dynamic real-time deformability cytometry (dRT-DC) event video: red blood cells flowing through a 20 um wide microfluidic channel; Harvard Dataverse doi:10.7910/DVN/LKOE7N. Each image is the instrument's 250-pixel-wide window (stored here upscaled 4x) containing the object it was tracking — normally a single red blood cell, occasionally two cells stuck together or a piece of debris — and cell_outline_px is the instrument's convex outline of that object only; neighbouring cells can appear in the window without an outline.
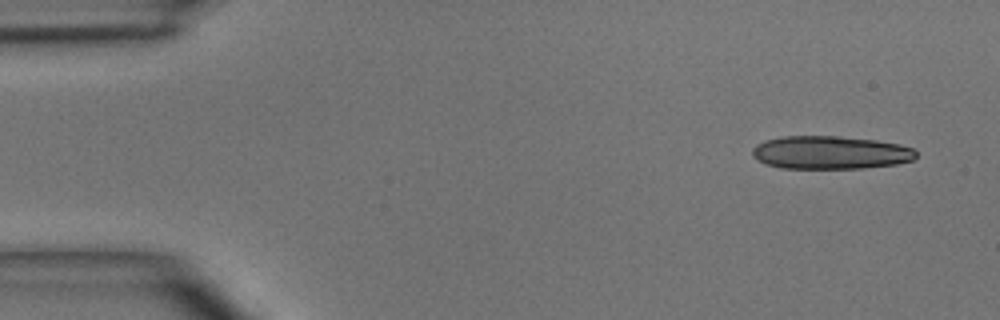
{"species": "common noctule bat (a hibernating species)", "species_latin": "Nyctalus noctula", "temperature_condition": "room temperature", "stored_images_in_passage": 4, "camera_frame_rate_fps": 3000, "um_per_image_px": 0.085, "animal": {"sex": "male", "body_mass_g": 15.6}, "frame": {"image": 1, "passage_image": 1, "time_ms": 0.0, "image_size_px": [1000, 320], "cell_outline_px": [[916, 156], [912, 160], [896, 164], [864, 168], [780, 168], [764, 164], [756, 160], [752, 156], [752, 148], [756, 144], [764, 140], [784, 136], [840, 136], [876, 140], [900, 144], [912, 148], [916, 152]], "centroid_in_image_um": [70.53, 12.96], "position_along_channel_um": 14.5, "area_um2": 31.85}}